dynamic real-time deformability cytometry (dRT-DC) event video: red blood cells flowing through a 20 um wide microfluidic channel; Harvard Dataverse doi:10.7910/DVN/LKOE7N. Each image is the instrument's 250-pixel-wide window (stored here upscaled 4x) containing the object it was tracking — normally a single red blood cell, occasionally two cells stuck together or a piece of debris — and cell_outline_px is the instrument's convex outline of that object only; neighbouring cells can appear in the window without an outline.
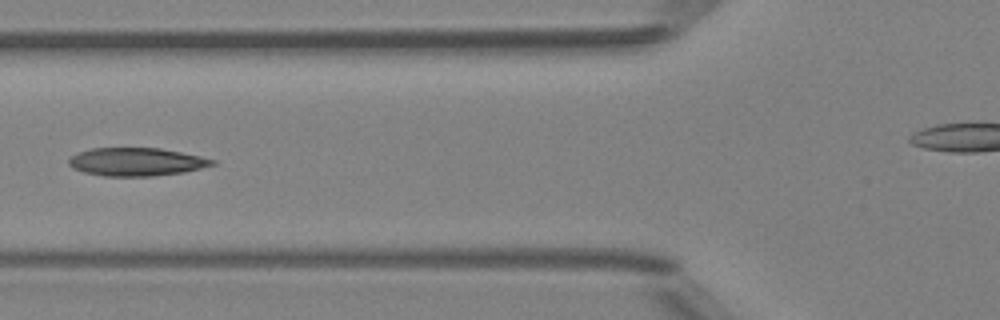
{"species": "Egyptian fruit bat (a non-hibernating species)", "species_latin": "Rousettus aegyptiacus", "temperature_condition": "room temperature", "stored_images_in_passage": 7, "camera_frame_rate_fps": 3000, "um_per_image_px": 0.085, "animal": {"sex": "female"}, "frame": {"image": 1, "passage_image": 6, "time_ms": 5.667, "image_size_px": [1000, 320], "cell_outline_px": [[216, 164], [184, 172], [152, 176], [104, 176], [84, 172], [72, 168], [68, 164], [68, 160], [76, 152], [92, 148], [160, 148], [200, 156], [216, 160]], "centroid_in_image_um": [11.57, 13.75], "position_along_channel_um": 114.2, "area_um2": 23.52}}
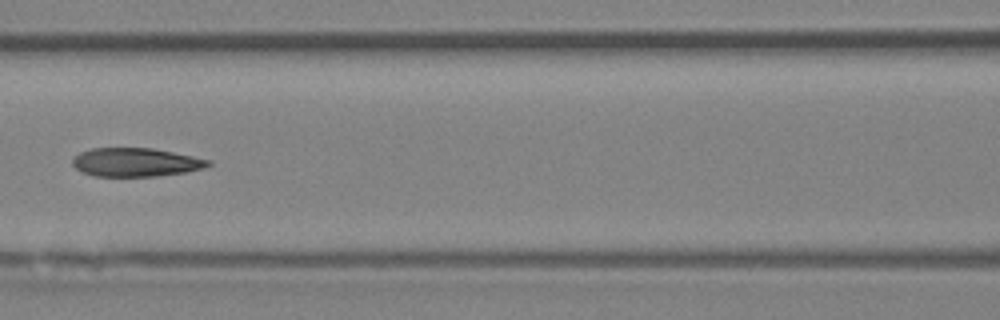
{"frame": {"image": 2, "passage_image": 7, "time_ms": 6.667, "image_size_px": [1000, 320], "cell_outline_px": [[212, 164], [204, 168], [188, 172], [156, 176], [96, 176], [84, 172], [76, 168], [72, 164], [72, 160], [80, 152], [92, 148], [152, 148], [212, 160]], "centroid_in_image_um": [11.58, 13.79], "position_along_channel_um": 155.0, "area_um2": 22.54}}